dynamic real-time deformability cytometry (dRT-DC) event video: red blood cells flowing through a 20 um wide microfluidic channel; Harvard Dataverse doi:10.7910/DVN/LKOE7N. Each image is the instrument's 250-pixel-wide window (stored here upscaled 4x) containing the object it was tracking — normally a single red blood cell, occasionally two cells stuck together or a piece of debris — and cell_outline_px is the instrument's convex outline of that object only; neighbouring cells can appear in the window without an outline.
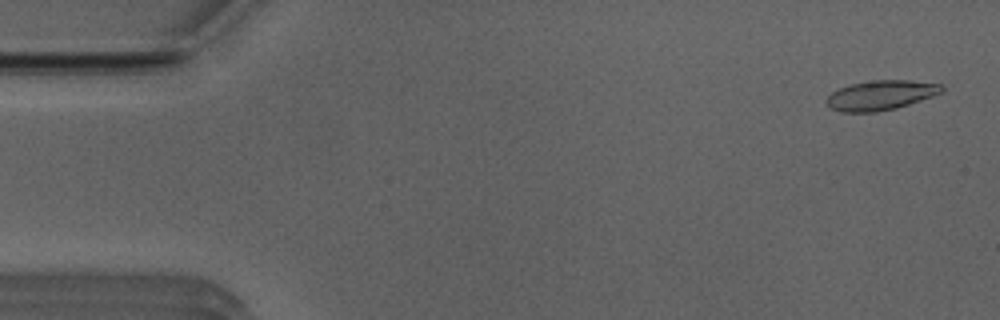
{"species": "Egyptian fruit bat (a non-hibernating species)", "species_latin": "Rousettus aegyptiacus", "temperature_condition": "room temperature", "stored_images_in_passage": 51, "camera_frame_rate_fps": 3000, "um_per_image_px": 0.085, "animal": {"sex": "male"}, "frame": {"image": 1, "passage_image": 2, "time_ms": 0.333, "image_size_px": [1000, 320], "cell_outline_px": [[944, 92], [896, 108], [876, 112], [840, 112], [828, 108], [824, 100], [832, 92], [840, 88], [852, 84], [876, 80], [908, 80], [940, 84], [944, 88]], "centroid_in_image_um": [74.83, 8.1], "position_along_channel_um": 10.2, "area_um2": 19.88}}
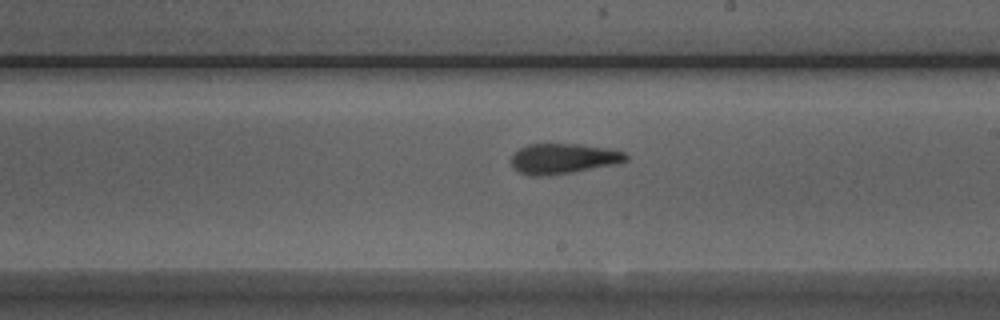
{"frame": {"image": 2, "passage_image": 29, "time_ms": 9.333, "image_size_px": [1000, 320], "cell_outline_px": [[628, 160], [616, 164], [572, 172], [540, 176], [532, 176], [520, 172], [512, 164], [512, 156], [520, 148], [528, 144], [580, 144], [616, 148], [624, 152], [628, 156]], "centroid_in_image_um": [47.96, 13.46], "position_along_channel_um": 241.0, "area_um2": 20.23}}
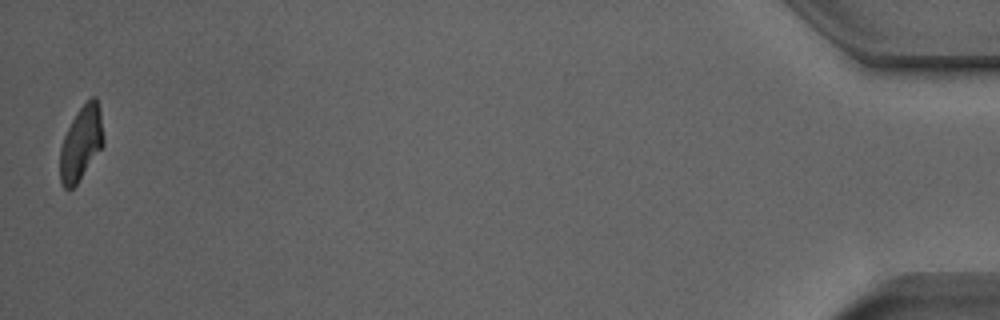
{"frame": {"image": 3, "passage_image": 51, "time_ms": 16.667, "image_size_px": [1000, 320], "cell_outline_px": [[104, 144], [76, 184], [72, 188], [64, 188], [60, 184], [60, 148], [64, 136], [76, 112], [92, 96], [96, 96], [100, 108], [104, 136]], "centroid_in_image_um": [6.9, 12.15], "position_along_channel_um": 428.3, "area_um2": 18.67}, "authors_computed_cell_mechanics": {"area_um2": 19.9988, "velocity_mm_per_s": 3.9369, "shape_relaxation_time_tau1_ms": 5.3185, "shape_relaxation_time_tau2_ms": 1.7504, "deformation_change_tau1": 0.1913, "deformation_change_tau2": 0.1096}}